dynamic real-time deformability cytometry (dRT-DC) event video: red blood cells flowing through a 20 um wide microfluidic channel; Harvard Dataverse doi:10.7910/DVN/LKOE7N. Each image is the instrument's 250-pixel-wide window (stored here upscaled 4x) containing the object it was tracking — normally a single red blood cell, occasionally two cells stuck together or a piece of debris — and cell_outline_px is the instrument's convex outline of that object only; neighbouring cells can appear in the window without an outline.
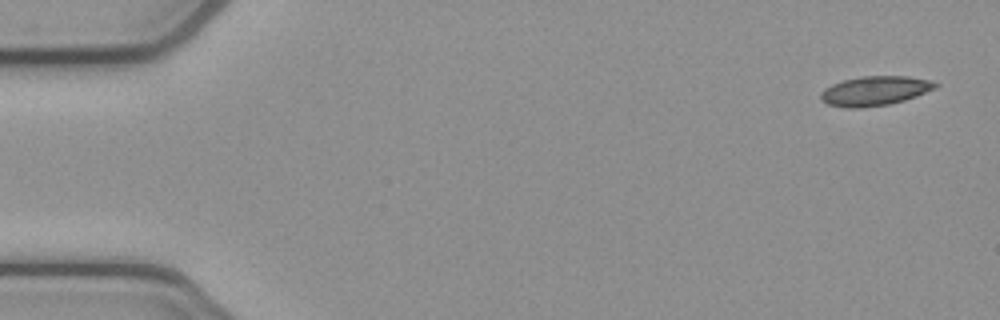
{"species": "common noctule bat (a hibernating species)", "species_latin": "Nyctalus noctula", "temperature_condition": "cold", "stored_images_in_passage": 5, "camera_frame_rate_fps": 3000, "um_per_image_px": 0.085, "animal": {"sex": "female", "body_mass_g": 21.9}, "frame": {"image": 1, "passage_image": 1, "time_ms": 0.0, "image_size_px": [1000, 320], "cell_outline_px": [[940, 84], [936, 88], [916, 96], [904, 100], [888, 104], [860, 108], [844, 108], [828, 104], [820, 100], [820, 92], [824, 88], [832, 84], [844, 80], [864, 76], [908, 76], [932, 80]], "centroid_in_image_um": [74.36, 7.72], "position_along_channel_um": 10.6, "area_um2": 19.77}}
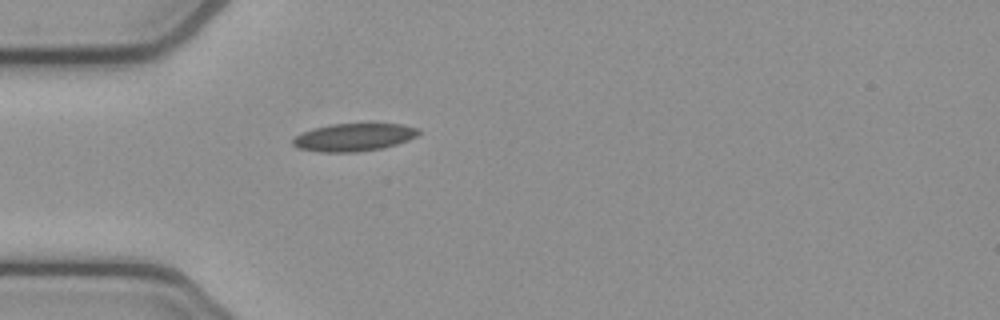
{"frame": {"image": 2, "passage_image": 5, "time_ms": 1.333, "image_size_px": [1000, 320], "cell_outline_px": [[420, 132], [416, 136], [408, 140], [384, 148], [356, 152], [320, 152], [296, 148], [292, 144], [292, 140], [300, 132], [312, 128], [332, 124], [400, 124], [420, 128]], "centroid_in_image_um": [30.04, 11.67], "position_along_channel_um": 55.0, "area_um2": 20.46}}